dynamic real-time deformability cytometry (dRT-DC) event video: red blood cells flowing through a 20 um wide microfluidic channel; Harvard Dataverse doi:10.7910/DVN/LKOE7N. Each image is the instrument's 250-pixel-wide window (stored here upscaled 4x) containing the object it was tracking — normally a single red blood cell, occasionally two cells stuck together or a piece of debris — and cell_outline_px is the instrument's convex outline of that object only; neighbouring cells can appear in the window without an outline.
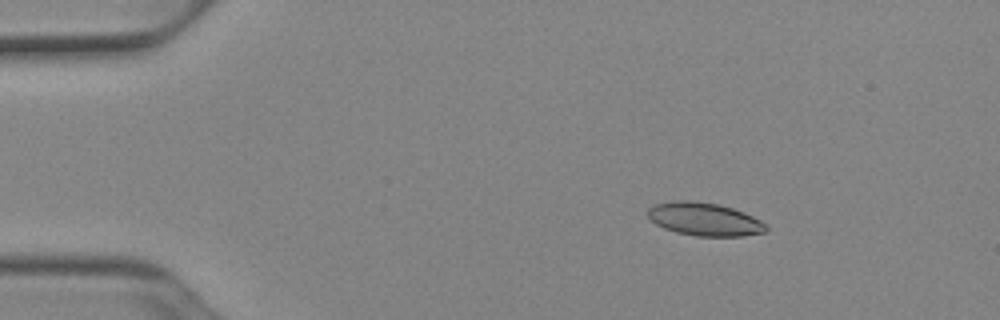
{"species": "Egyptian fruit bat (a non-hibernating species)", "species_latin": "Rousettus aegyptiacus", "temperature_condition": "cold", "stored_images_in_passage": 45, "camera_frame_rate_fps": 3000, "um_per_image_px": 0.085, "animal": {"sex": "female"}, "frame": {"image": 1, "passage_image": 1, "time_ms": 0.0, "image_size_px": [1000, 320], "cell_outline_px": [[768, 228], [764, 232], [744, 236], [696, 236], [676, 232], [664, 228], [656, 224], [648, 216], [648, 208], [652, 204], [676, 200], [692, 200], [716, 204], [732, 208], [744, 212], [768, 224]], "centroid_in_image_um": [59.87, 18.63], "position_along_channel_um": 25.1, "area_um2": 22.89}}
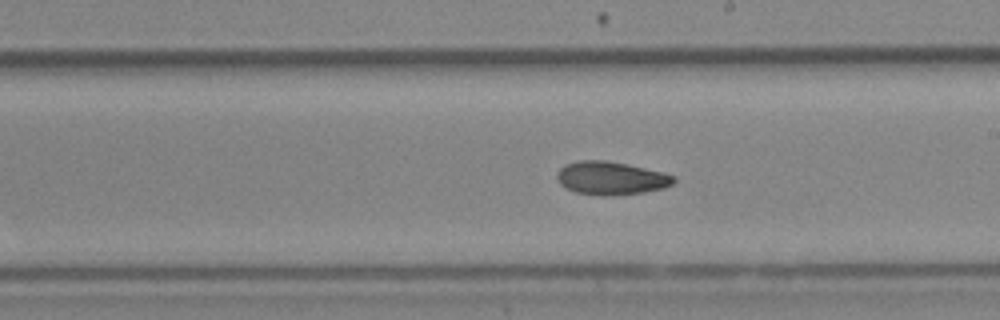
{"frame": {"image": 2, "passage_image": 23, "time_ms": 7.333, "image_size_px": [1000, 320], "cell_outline_px": [[676, 180], [672, 184], [664, 188], [644, 192], [608, 196], [600, 196], [576, 192], [560, 184], [556, 176], [556, 172], [564, 164], [580, 160], [604, 160], [644, 168], [676, 176]], "centroid_in_image_um": [51.91, 15.15], "position_along_channel_um": 237.1, "area_um2": 22.48}}
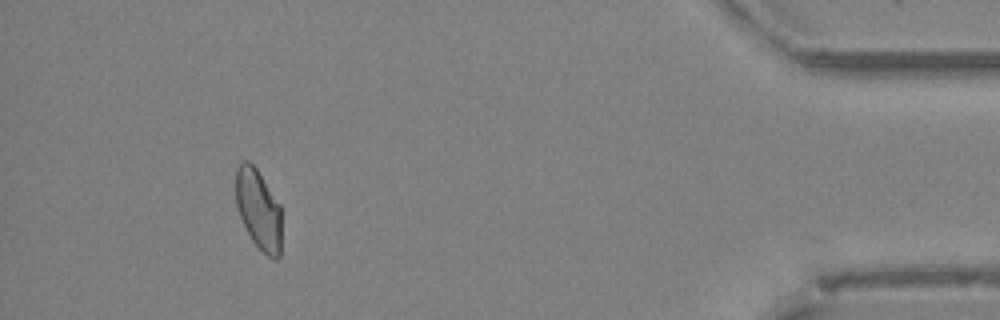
{"frame": {"image": 3, "passage_image": 41, "time_ms": 13.333, "image_size_px": [1000, 320], "cell_outline_px": [[280, 256], [276, 260], [268, 256], [252, 240], [240, 216], [236, 204], [236, 168], [244, 160], [248, 160], [256, 168], [280, 204]], "centroid_in_image_um": [21.97, 17.78], "position_along_channel_um": 413.2, "area_um2": 21.04}, "authors_computed_cell_mechanics": {"area_um2": 22.4842, "velocity_mm_per_s": 3.9053, "shape_relaxation_time_tau1_ms": 9.037, "shape_relaxation_time_tau2_ms": 4.984, "deformation_change_tau1": 0.1691, "deformation_change_tau2": 0.1025}}